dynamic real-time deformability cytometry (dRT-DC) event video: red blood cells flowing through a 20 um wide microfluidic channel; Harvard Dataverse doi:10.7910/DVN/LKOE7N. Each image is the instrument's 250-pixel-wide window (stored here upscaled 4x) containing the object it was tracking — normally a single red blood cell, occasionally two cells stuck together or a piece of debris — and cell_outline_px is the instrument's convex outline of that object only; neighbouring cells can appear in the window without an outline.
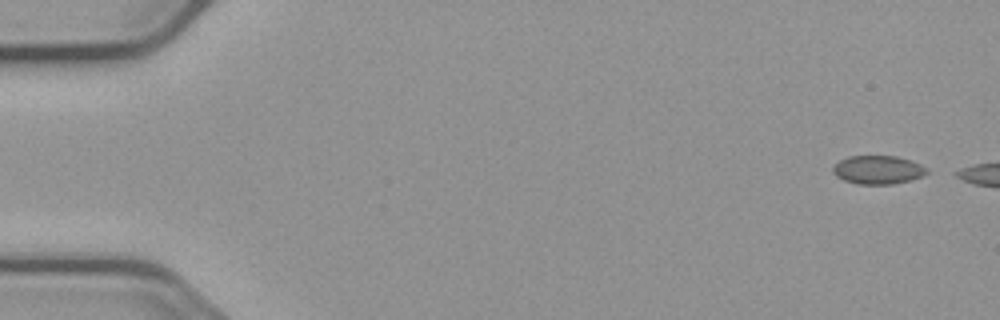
{"species": "common noctule bat (a hibernating species)", "species_latin": "Nyctalus noctula", "temperature_condition": "cold", "stored_images_in_passage": 2, "camera_frame_rate_fps": 3000, "um_per_image_px": 0.085, "animal": {"sex": "male", "body_mass_g": 23.1, "forearm_length_mm": 52.7}, "frame": {"image": 1, "passage_image": 1, "time_ms": 0.0, "image_size_px": [1000, 320], "cell_outline_px": [[928, 172], [920, 176], [908, 180], [892, 184], [856, 184], [844, 180], [836, 176], [832, 172], [832, 168], [840, 160], [848, 156], [896, 156], [920, 164], [928, 168]], "centroid_in_image_um": [74.59, 14.43], "position_along_channel_um": 10.4, "area_um2": 15.43}}